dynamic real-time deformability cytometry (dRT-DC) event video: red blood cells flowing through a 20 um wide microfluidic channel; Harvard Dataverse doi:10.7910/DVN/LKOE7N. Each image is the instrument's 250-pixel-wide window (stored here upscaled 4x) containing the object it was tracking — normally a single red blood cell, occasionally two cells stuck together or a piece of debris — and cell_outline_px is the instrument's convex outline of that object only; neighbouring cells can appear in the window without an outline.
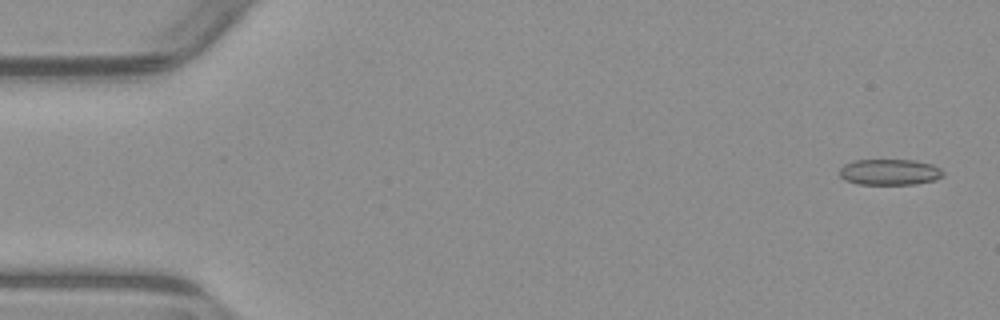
{"species": "common noctule bat (a hibernating species)", "species_latin": "Nyctalus noctula", "temperature_condition": "warm", "stored_images_in_passage": 52, "camera_frame_rate_fps": 3000, "um_per_image_px": 0.085, "animal": {"sex": "male", "body_mass_g": 23.1, "forearm_length_mm": 52.7}, "frame": {"image": 1, "passage_image": 1, "time_ms": 0.0, "image_size_px": [1000, 320], "cell_outline_px": [[944, 176], [936, 180], [916, 184], [856, 184], [844, 180], [840, 176], [840, 168], [844, 164], [852, 160], [916, 160], [932, 164], [940, 168], [944, 172]], "centroid_in_image_um": [75.63, 14.62], "position_along_channel_um": 9.4, "area_um2": 15.9}}
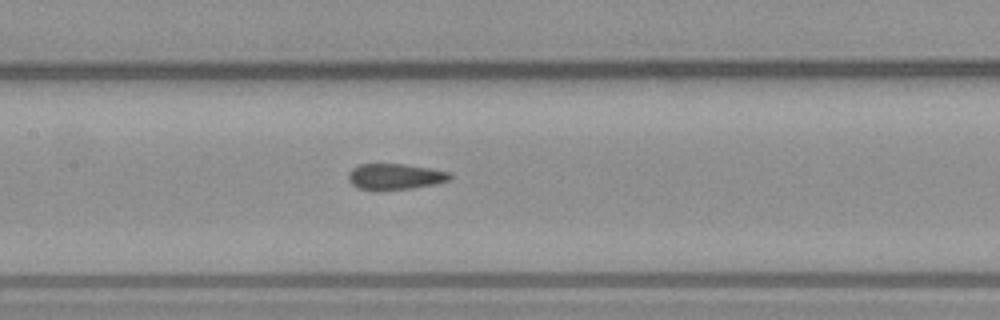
{"frame": {"image": 2, "passage_image": 24, "time_ms": 7.667, "image_size_px": [1000, 320], "cell_outline_px": [[452, 176], [448, 180], [436, 184], [412, 188], [380, 192], [372, 192], [360, 188], [352, 184], [348, 180], [348, 172], [352, 168], [360, 164], [404, 164], [432, 168], [452, 172]], "centroid_in_image_um": [33.57, 15.03], "position_along_channel_um": 173.8, "area_um2": 15.9}}
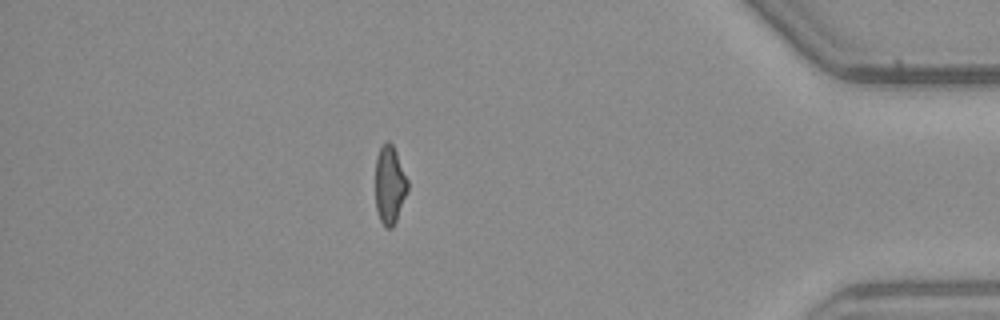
{"frame": {"image": 3, "passage_image": 45, "time_ms": 14.667, "image_size_px": [1000, 320], "cell_outline_px": [[408, 192], [396, 220], [392, 228], [384, 228], [380, 220], [376, 208], [376, 156], [380, 148], [388, 140], [392, 144], [396, 152], [408, 180]], "centroid_in_image_um": [33.13, 15.74], "position_along_channel_um": 402.1, "area_um2": 14.68}, "authors_computed_cell_mechanics": {"area_um2": 15.8661, "velocity_mm_per_s": 3.9213, "shape_relaxation_time_tau1_ms": null, "shape_relaxation_time_tau2_ms": 1.8297, "deformation_change_tau1": null, "deformation_change_tau2": 0.0738}}